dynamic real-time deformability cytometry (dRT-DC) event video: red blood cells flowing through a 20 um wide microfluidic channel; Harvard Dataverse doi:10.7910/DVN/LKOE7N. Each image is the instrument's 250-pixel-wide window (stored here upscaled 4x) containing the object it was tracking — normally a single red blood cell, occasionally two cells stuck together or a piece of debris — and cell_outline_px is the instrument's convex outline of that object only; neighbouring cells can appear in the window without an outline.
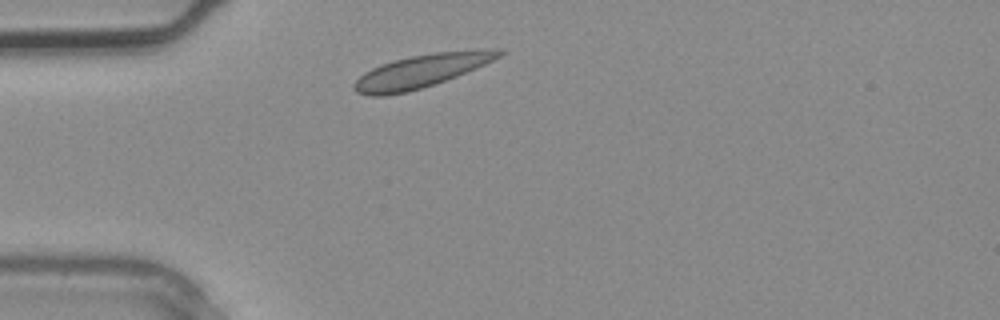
{"species": "common noctule bat (a hibernating species)", "species_latin": "Nyctalus noctula", "temperature_condition": "warm", "stored_images_in_passage": 1, "camera_frame_rate_fps": 3000, "um_per_image_px": 0.085, "animal": {"sex": "male", "body_mass_g": 20.4}, "frame": {"image": 1, "passage_image": 1, "time_ms": 0.0, "image_size_px": [1000, 320], "cell_outline_px": [[508, 52], [476, 68], [456, 76], [408, 92], [384, 96], [368, 96], [356, 92], [352, 88], [352, 84], [364, 72], [380, 64], [412, 56], [436, 52], [476, 48], [504, 48]], "centroid_in_image_um": [35.85, 6.01], "position_along_channel_um": 49.2, "area_um2": 28.09}}